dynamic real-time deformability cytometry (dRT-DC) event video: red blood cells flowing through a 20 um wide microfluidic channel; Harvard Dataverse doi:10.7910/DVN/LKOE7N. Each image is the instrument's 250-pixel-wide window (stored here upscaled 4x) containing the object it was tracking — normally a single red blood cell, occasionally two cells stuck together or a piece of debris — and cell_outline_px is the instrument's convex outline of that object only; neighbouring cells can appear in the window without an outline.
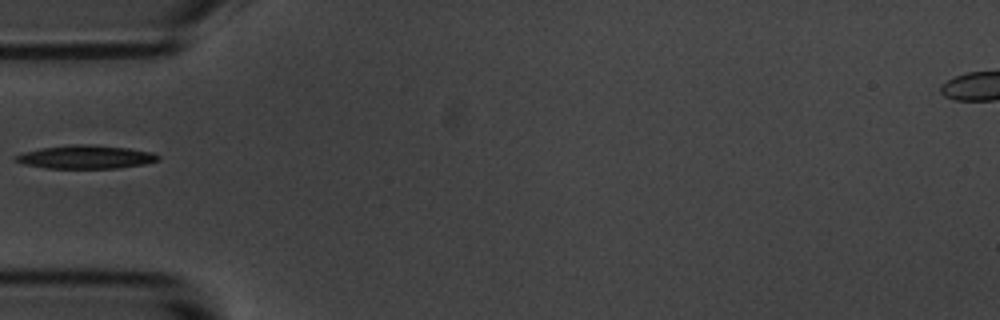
{"species": "common noctule bat (a hibernating species)", "species_latin": "Nyctalus noctula", "temperature_condition": "room temperature", "stored_images_in_passage": 1, "camera_frame_rate_fps": 3000, "um_per_image_px": 0.085, "animal": {"sex": "male", "body_mass_g": 20.1, "forearm_length_mm": 53.5}, "frame": {"image": 1, "passage_image": 1, "time_ms": 0.0, "image_size_px": [1000, 320], "cell_outline_px": [[160, 160], [144, 164], [116, 168], [44, 168], [24, 164], [12, 160], [12, 156], [24, 152], [40, 148], [76, 144], [88, 144], [128, 148], [152, 152], [160, 156]], "centroid_in_image_um": [7.25, 13.34], "position_along_channel_um": 77.8, "area_um2": 19.48}}